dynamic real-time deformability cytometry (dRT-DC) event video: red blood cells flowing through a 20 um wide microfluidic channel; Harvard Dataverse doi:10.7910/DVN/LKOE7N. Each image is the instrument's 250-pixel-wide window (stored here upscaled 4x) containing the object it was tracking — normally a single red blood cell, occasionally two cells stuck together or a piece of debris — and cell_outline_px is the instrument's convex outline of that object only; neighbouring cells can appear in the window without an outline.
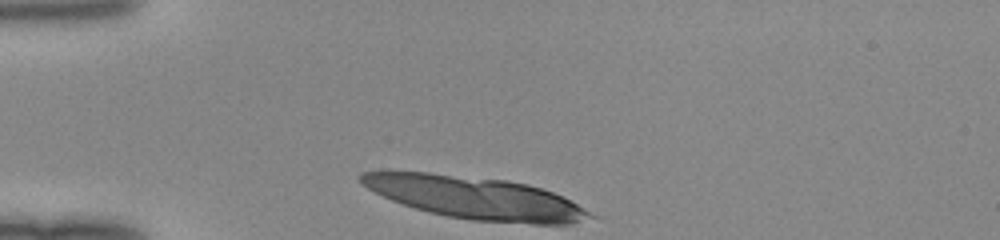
{"species": "human", "species_latin": "Homo sapiens", "temperature_condition": "room temperature", "stored_images_in_passage": 12, "segment_of_instrument_passage": [1, 2], "camera_frame_rate_fps": 3000, "um_per_image_px": 0.085, "donor": {"sex": "female"}, "frame": {"image": 1, "passage_image": 1, "time_ms": 0.0, "image_size_px": [1000, 240], "cell_outline_px": [[596, 216], [572, 224], [532, 224], [472, 220], [448, 216], [428, 212], [392, 200], [368, 188], [360, 180], [360, 172], [428, 172], [508, 180], [528, 184], [564, 196]], "centroid_in_image_um": [40.46, 16.81], "position_along_channel_um": 44.5, "area_um2": 56.12}}